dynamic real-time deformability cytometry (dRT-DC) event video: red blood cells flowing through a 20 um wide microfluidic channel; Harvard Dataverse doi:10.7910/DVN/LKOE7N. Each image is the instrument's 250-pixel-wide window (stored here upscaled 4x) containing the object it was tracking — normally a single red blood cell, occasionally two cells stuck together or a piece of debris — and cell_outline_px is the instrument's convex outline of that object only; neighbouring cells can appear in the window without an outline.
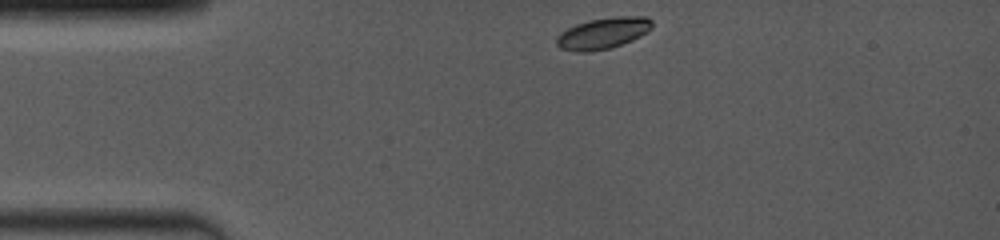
{"species": "common noctule bat (a hibernating species)", "species_latin": "Nyctalus noctula", "temperature_condition": "room temperature", "stored_images_in_passage": 4, "camera_frame_rate_fps": 4000, "um_per_image_px": 0.085, "animal": {"sex": "female", "body_mass_g": 19.0, "forearm_length_mm": 53.3}, "frame": {"image": 1, "passage_image": 1, "time_ms": 0.0, "image_size_px": [1000, 240], "cell_outline_px": [[652, 28], [648, 32], [632, 40], [612, 48], [588, 52], [576, 52], [560, 48], [556, 44], [556, 36], [560, 32], [576, 24], [588, 20], [616, 16], [648, 16], [652, 20]], "centroid_in_image_um": [51.26, 2.82], "position_along_channel_um": 33.7, "area_um2": 17.69}}